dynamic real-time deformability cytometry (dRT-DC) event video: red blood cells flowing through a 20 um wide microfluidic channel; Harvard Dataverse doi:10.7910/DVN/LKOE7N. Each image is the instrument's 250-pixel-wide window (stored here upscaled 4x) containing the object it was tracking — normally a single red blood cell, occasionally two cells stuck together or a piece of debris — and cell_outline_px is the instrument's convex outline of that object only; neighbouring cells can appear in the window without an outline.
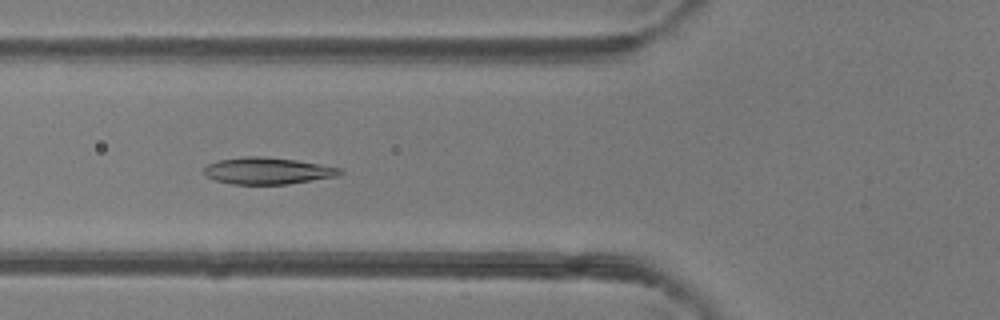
{"species": "common noctule bat (a hibernating species)", "species_latin": "Nyctalus noctula", "temperature_condition": "room temperature", "stored_images_in_passage": 48, "camera_frame_rate_fps": 3000, "um_per_image_px": 0.085, "animal": {"sex": "female"}, "frame": {"image": 1, "passage_image": 18, "time_ms": 5.667, "image_size_px": [1000, 320], "cell_outline_px": [[344, 172], [340, 176], [288, 184], [232, 184], [216, 180], [208, 176], [204, 172], [204, 168], [208, 164], [220, 160], [244, 156], [260, 156], [296, 160], [320, 164], [340, 168]], "centroid_in_image_um": [22.79, 14.52], "position_along_channel_um": 103.0, "area_um2": 21.1}}
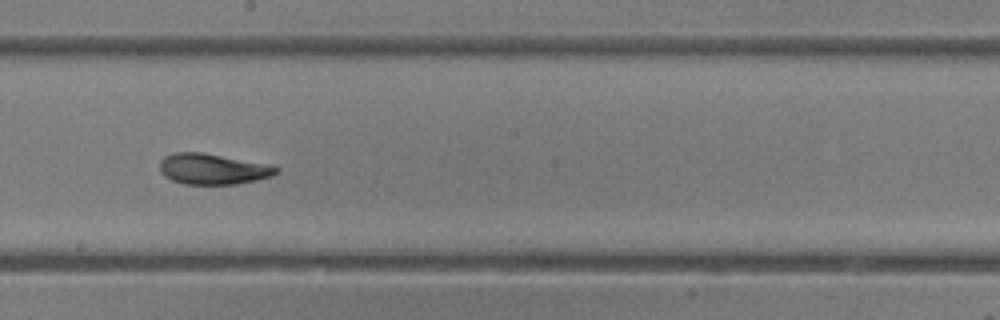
{"frame": {"image": 2, "passage_image": 27, "time_ms": 8.667, "image_size_px": [1000, 320], "cell_outline_px": [[280, 172], [272, 176], [236, 184], [184, 184], [172, 180], [164, 176], [160, 172], [160, 160], [164, 156], [176, 152], [204, 152], [272, 164], [280, 168]], "centroid_in_image_um": [18.12, 14.35], "position_along_channel_um": 230.1, "area_um2": 21.21}}
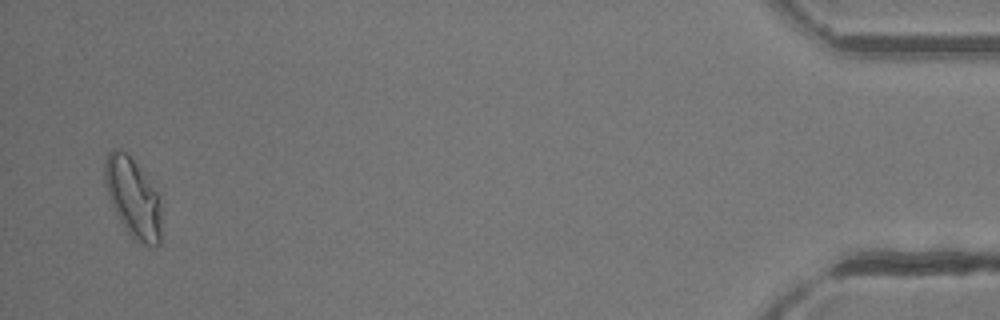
{"frame": {"image": 3, "passage_image": 47, "time_ms": 15.333, "image_size_px": [1000, 320], "cell_outline_px": [[160, 244], [156, 248], [140, 244], [128, 232], [116, 216], [108, 196], [104, 180], [104, 160], [108, 152], [112, 148], [120, 148], [128, 152], [156, 192], [160, 212]], "centroid_in_image_um": [11.26, 16.8], "position_along_channel_um": 423.9, "area_um2": 26.24}, "authors_computed_cell_mechanics": {"area_um2": 21.6172, "velocity_mm_per_s": 4.2227, "shape_relaxation_time_tau1_ms": 3.208, "shape_relaxation_time_tau2_ms": 1.546, "deformation_change_tau1": 0.1552, "deformation_change_tau2": 0.0776}}